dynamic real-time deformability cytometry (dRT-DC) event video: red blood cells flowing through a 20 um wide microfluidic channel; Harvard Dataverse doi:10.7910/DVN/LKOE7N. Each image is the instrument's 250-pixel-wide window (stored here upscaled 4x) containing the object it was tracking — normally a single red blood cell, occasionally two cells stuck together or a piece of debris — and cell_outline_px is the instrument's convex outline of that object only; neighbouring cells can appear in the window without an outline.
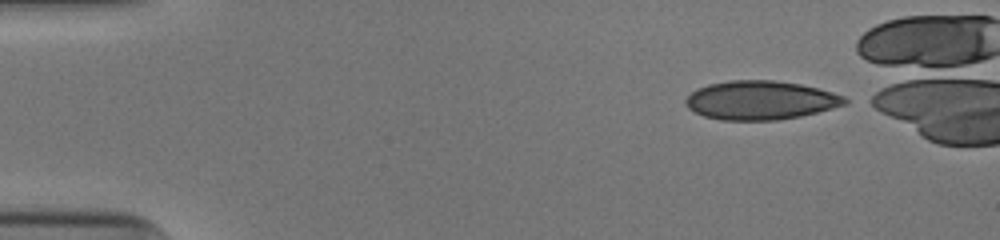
{"species": "human", "species_latin": "Homo sapiens", "temperature_condition": "cold", "stored_images_in_passage": 41, "camera_frame_rate_fps": 3000, "um_per_image_px": 0.085, "donor": {"sex": "male"}, "frame": {"image": 1, "passage_image": 1, "time_ms": 0.0, "image_size_px": [1000, 240], "cell_outline_px": [[848, 104], [800, 116], [776, 120], [720, 120], [704, 116], [688, 108], [684, 104], [684, 100], [696, 88], [708, 84], [728, 80], [772, 80], [800, 84], [832, 92], [844, 96], [848, 100]], "centroid_in_image_um": [64.61, 8.52], "position_along_channel_um": 20.4, "area_um2": 36.01}}
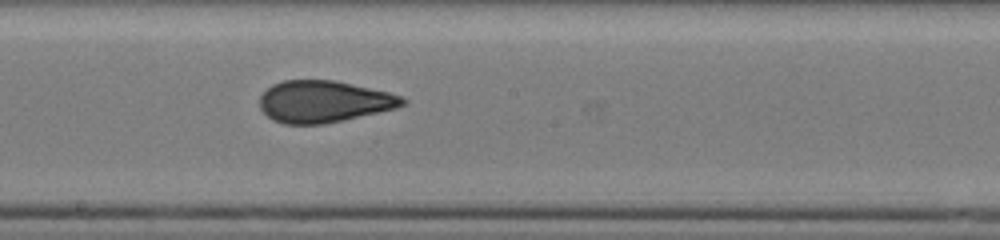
{"frame": {"image": 2, "passage_image": 24, "time_ms": 7.667, "image_size_px": [1000, 240], "cell_outline_px": [[408, 104], [396, 108], [344, 120], [324, 124], [284, 124], [272, 120], [260, 108], [260, 96], [272, 84], [284, 80], [336, 80], [388, 92], [400, 96], [408, 100]], "centroid_in_image_um": [27.53, 8.63], "position_along_channel_um": 220.7, "area_um2": 34.85}}
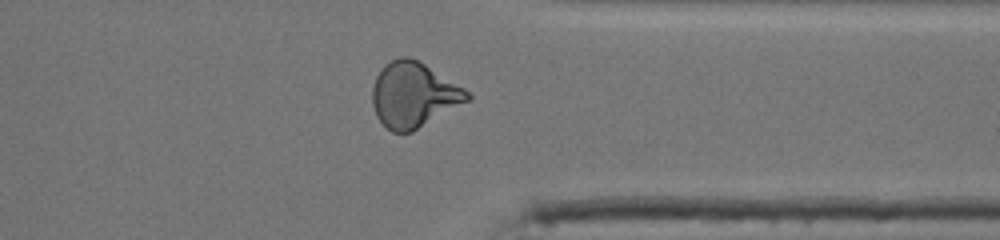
{"frame": {"image": 3, "passage_image": 36, "time_ms": 11.667, "image_size_px": [1000, 240], "cell_outline_px": [[472, 100], [412, 132], [392, 132], [376, 116], [372, 104], [372, 88], [376, 76], [384, 64], [400, 56], [408, 56], [424, 64], [464, 88], [472, 96]], "centroid_in_image_um": [35.17, 8.07], "position_along_channel_um": 376.2, "area_um2": 36.07}}